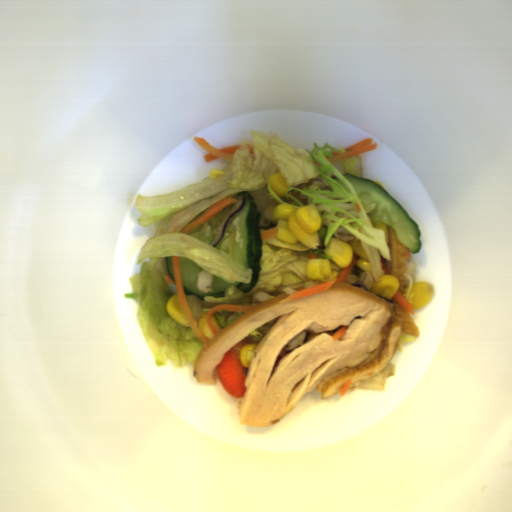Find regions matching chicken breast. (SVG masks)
I'll return each mask as SVG.
<instances>
[{"instance_id":"obj_1","label":"chicken breast","mask_w":512,"mask_h":512,"mask_svg":"<svg viewBox=\"0 0 512 512\" xmlns=\"http://www.w3.org/2000/svg\"><path fill=\"white\" fill-rule=\"evenodd\" d=\"M286 292L254 306L217 332L201 347L193 375L197 383L215 385V369L225 353L242 340L257 344L246 367L247 387L237 399L239 425L272 426L315 389L321 398L347 390L382 372L391 363L402 332L419 337L410 313L395 298L346 282L333 283L314 295L280 303ZM349 326L338 341L332 336ZM303 345L284 348L302 331Z\"/></svg>"},{"instance_id":"obj_2","label":"chicken breast","mask_w":512,"mask_h":512,"mask_svg":"<svg viewBox=\"0 0 512 512\" xmlns=\"http://www.w3.org/2000/svg\"><path fill=\"white\" fill-rule=\"evenodd\" d=\"M388 235V247L390 259L384 261V265L389 271L390 275L395 277L398 281V291L401 293L405 287V270H406V251L407 248L397 238L395 229L391 225L386 224Z\"/></svg>"}]
</instances>
